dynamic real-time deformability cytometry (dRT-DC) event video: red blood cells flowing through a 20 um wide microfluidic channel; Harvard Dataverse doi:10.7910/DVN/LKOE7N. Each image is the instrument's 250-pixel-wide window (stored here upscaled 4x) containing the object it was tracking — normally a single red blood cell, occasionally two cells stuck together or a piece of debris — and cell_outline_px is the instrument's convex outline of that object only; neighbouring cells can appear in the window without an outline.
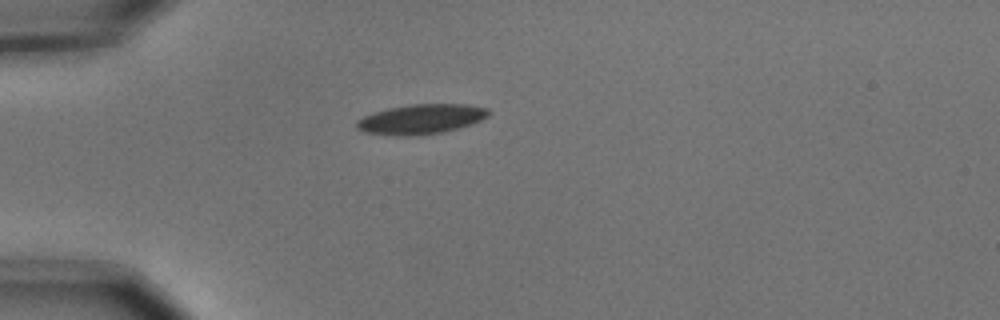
{"species": "common noctule bat (a hibernating species)", "species_latin": "Nyctalus noctula", "temperature_condition": "cold", "stored_images_in_passage": 1, "camera_frame_rate_fps": 3000, "um_per_image_px": 0.085, "animal": {"sex": "male", "body_mass_g": 15.6}, "frame": {"image": 1, "passage_image": 1, "time_ms": 0.0, "image_size_px": [1000, 320], "cell_outline_px": [[492, 112], [488, 116], [472, 124], [440, 132], [408, 136], [396, 136], [364, 132], [356, 128], [356, 120], [364, 116], [388, 108], [412, 104], [468, 104], [488, 108]], "centroid_in_image_um": [35.8, 10.12], "position_along_channel_um": 49.2, "area_um2": 22.83}}